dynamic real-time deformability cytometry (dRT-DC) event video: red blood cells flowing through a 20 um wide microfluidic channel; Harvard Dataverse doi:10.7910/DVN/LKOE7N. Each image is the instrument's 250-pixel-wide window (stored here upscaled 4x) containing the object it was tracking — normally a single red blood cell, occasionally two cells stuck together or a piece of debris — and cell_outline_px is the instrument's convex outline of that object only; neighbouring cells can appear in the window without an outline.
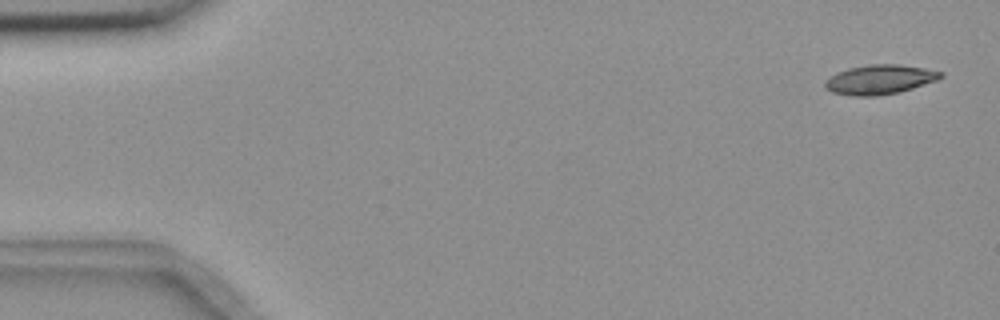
{"species": "common noctule bat (a hibernating species)", "species_latin": "Nyctalus noctula", "temperature_condition": "room temperature", "stored_images_in_passage": 54, "camera_frame_rate_fps": 3000, "um_per_image_px": 0.085, "animal": {"sex": "female", "body_mass_g": 18.4}, "frame": {"image": 1, "passage_image": 1, "time_ms": 0.0, "image_size_px": [1000, 320], "cell_outline_px": [[944, 76], [936, 80], [900, 92], [876, 96], [856, 96], [832, 92], [824, 88], [824, 80], [836, 72], [848, 68], [868, 64], [900, 64], [924, 68], [944, 72]], "centroid_in_image_um": [74.75, 6.75], "position_along_channel_um": 10.3, "area_um2": 20.0}}
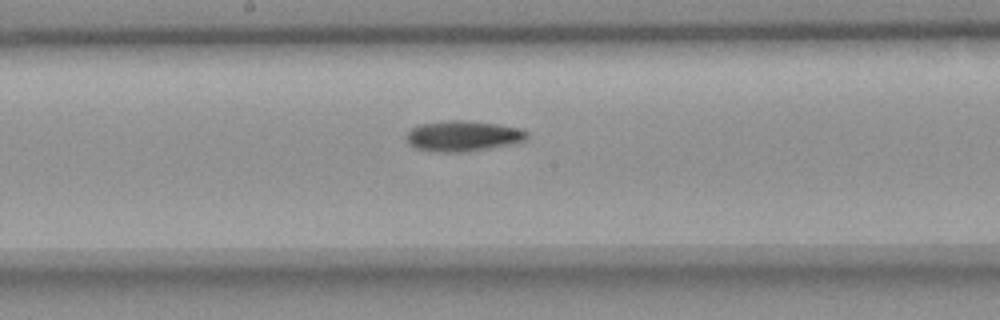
{"frame": {"image": 2, "passage_image": 28, "time_ms": 9.0, "image_size_px": [1000, 320], "cell_outline_px": [[528, 140], [512, 144], [460, 152], [436, 152], [416, 148], [404, 136], [412, 128], [420, 124], [444, 120], [464, 120], [496, 124], [520, 128], [528, 132]], "centroid_in_image_um": [39.37, 11.55], "position_along_channel_um": 208.8, "area_um2": 21.39}}
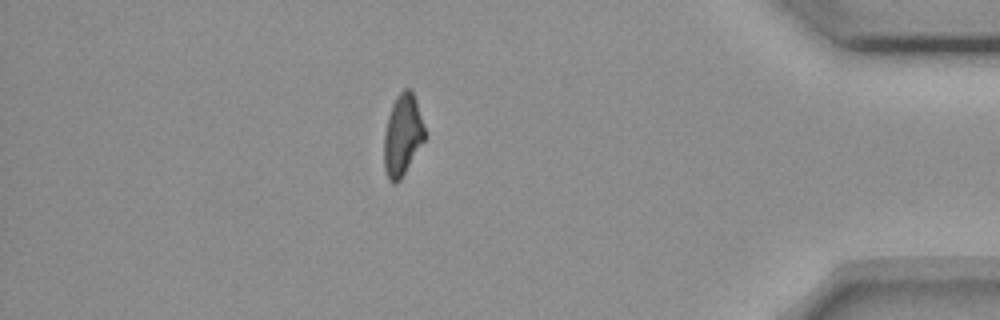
{"frame": {"image": 3, "passage_image": 47, "time_ms": 15.333, "image_size_px": [1000, 320], "cell_outline_px": [[428, 136], [400, 180], [396, 184], [392, 184], [388, 180], [384, 168], [384, 132], [388, 116], [392, 104], [396, 96], [404, 88], [412, 88]], "centroid_in_image_um": [34.23, 11.49], "position_along_channel_um": 401.0, "area_um2": 19.83}, "authors_computed_cell_mechanics": {"area_um2": 20.3456, "velocity_mm_per_s": 3.6649, "shape_relaxation_time_tau1_ms": null, "shape_relaxation_time_tau2_ms": 9.9546, "deformation_change_tau1": null, "deformation_change_tau2": 0.1974}}